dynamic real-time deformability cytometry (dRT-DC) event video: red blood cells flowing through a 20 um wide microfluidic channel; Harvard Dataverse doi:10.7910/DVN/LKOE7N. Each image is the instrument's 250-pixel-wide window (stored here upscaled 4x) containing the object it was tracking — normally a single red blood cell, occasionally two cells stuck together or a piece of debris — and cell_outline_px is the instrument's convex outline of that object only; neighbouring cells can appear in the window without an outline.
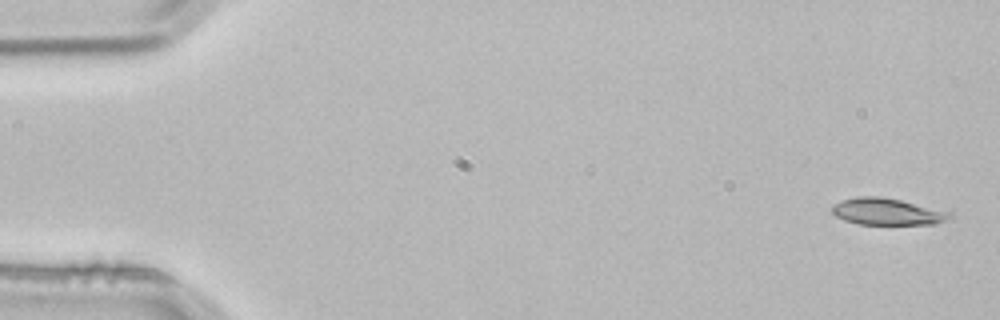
{"species": "common noctule bat (a hibernating species)", "species_latin": "Nyctalus noctula", "temperature_condition": "room temperature", "stored_images_in_passage": 5, "segment_of_instrument_passage": [2, 2], "camera_frame_rate_fps": 3000, "um_per_image_px": 0.085, "animal": {"sex": "male", "body_mass_g": 21.5, "forearm_length_mm": 52.0}, "frame": {"image": 1, "passage_image": 5, "time_ms": 1.333, "image_size_px": [1000, 320], "cell_outline_px": [[952, 216], [936, 224], [856, 224], [844, 220], [836, 216], [832, 212], [832, 204], [840, 200], [856, 196], [880, 196], [900, 200], [952, 212]], "centroid_in_image_um": [75.36, 17.98], "position_along_channel_um": 9.6, "area_um2": 18.38}}